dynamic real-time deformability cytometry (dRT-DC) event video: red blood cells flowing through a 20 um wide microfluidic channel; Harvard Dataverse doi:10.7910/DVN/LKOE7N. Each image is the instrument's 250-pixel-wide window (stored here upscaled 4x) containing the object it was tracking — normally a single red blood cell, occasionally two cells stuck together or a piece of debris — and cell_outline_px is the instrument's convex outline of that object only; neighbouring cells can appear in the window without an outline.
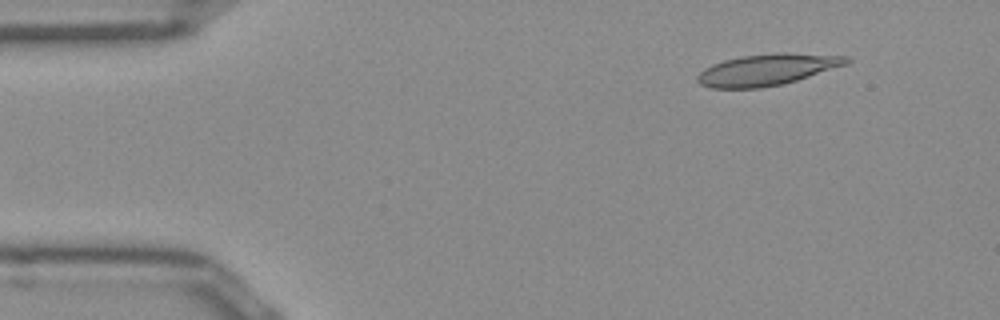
{"species": "Egyptian fruit bat (a non-hibernating species)", "species_latin": "Rousettus aegyptiacus", "temperature_condition": "room temperature", "stored_images_in_passage": 46, "camera_frame_rate_fps": 3000, "um_per_image_px": 0.085, "frame": {"image": 1, "passage_image": 1, "time_ms": 0.0, "image_size_px": [1000, 320], "cell_outline_px": [[852, 60], [848, 64], [796, 80], [780, 84], [760, 88], [708, 88], [700, 84], [696, 80], [696, 76], [704, 68], [712, 64], [724, 60], [740, 56], [776, 52], [788, 52], [848, 56]], "centroid_in_image_um": [65.2, 5.91], "position_along_channel_um": 19.8, "area_um2": 27.46}}
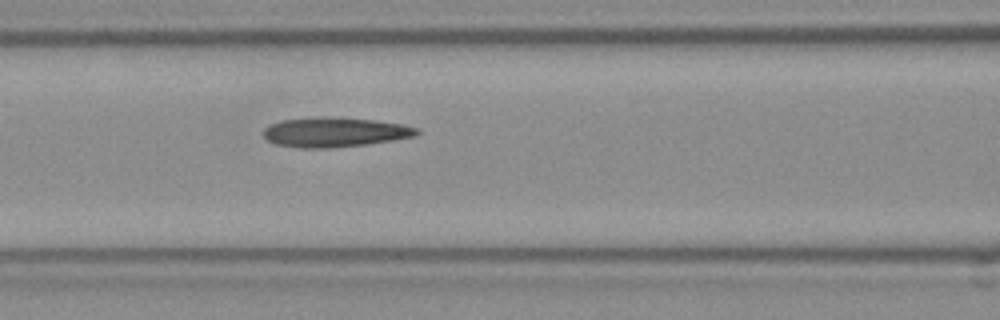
{"frame": {"image": 2, "passage_image": 16, "time_ms": 5.0, "image_size_px": [1000, 320], "cell_outline_px": [[420, 132], [416, 136], [392, 140], [364, 144], [324, 148], [300, 148], [276, 144], [268, 140], [264, 136], [264, 128], [268, 124], [280, 120], [376, 120], [404, 124], [420, 128]], "centroid_in_image_um": [28.5, 11.28], "position_along_channel_um": 138.1, "area_um2": 25.2}}
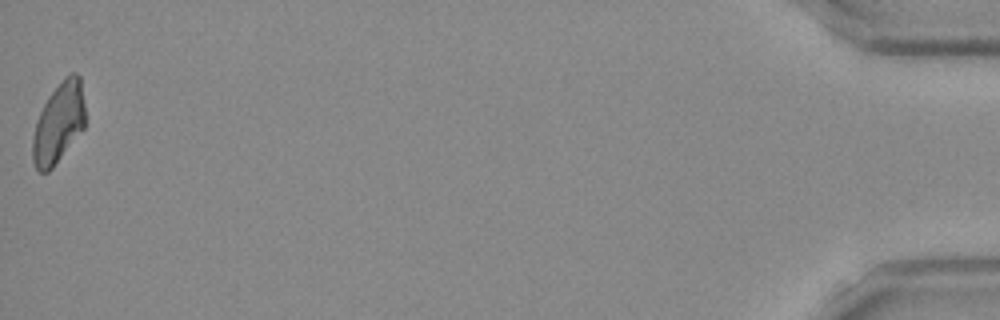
{"frame": {"image": 3, "passage_image": 46, "time_ms": 15.0, "image_size_px": [1000, 320], "cell_outline_px": [[84, 128], [52, 168], [48, 172], [40, 172], [36, 168], [32, 160], [32, 136], [36, 120], [48, 96], [64, 76], [72, 72], [76, 72], [80, 76], [84, 104]], "centroid_in_image_um": [4.96, 10.43], "position_along_channel_um": 430.2, "area_um2": 24.62}, "authors_computed_cell_mechanics": {"area_um2": 25.5187, "velocity_mm_per_s": 3.9404, "shape_relaxation_time_tau1_ms": null, "shape_relaxation_time_tau2_ms": 9.9416, "deformation_change_tau1": null, "deformation_change_tau2": 0.2243}}